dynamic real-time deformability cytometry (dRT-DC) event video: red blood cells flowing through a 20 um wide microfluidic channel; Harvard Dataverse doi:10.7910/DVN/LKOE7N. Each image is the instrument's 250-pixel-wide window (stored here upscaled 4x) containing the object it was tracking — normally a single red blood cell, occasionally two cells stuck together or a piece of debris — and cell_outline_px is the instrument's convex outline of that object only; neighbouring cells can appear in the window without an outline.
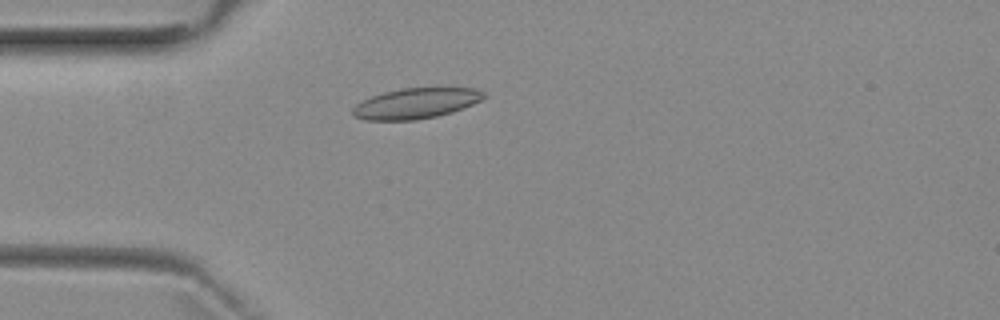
{"species": "common noctule bat (a hibernating species)", "species_latin": "Nyctalus noctula", "temperature_condition": "room temperature", "stored_images_in_passage": 4, "camera_frame_rate_fps": 3000, "um_per_image_px": 0.085, "animal": {"sex": "female", "body_mass_g": 29.2, "forearm_length_mm": 56.3}, "frame": {"image": 1, "passage_image": 4, "time_ms": 3.333, "image_size_px": [1000, 320], "cell_outline_px": [[488, 96], [464, 108], [452, 112], [436, 116], [416, 120], [364, 120], [352, 116], [352, 108], [356, 104], [372, 96], [384, 92], [400, 88], [436, 84], [476, 88], [484, 92]], "centroid_in_image_um": [35.43, 8.72], "position_along_channel_um": 49.6, "area_um2": 24.45}}